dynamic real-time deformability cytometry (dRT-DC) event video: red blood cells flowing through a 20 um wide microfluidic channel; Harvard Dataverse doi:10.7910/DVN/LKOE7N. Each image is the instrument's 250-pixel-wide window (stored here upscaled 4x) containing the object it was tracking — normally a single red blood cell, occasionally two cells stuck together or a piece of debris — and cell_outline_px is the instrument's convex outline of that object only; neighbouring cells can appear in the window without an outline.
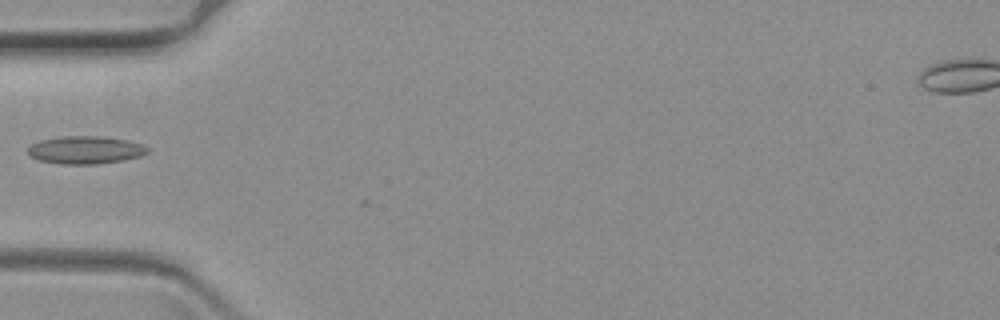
{"species": "common noctule bat (a hibernating species)", "species_latin": "Nyctalus noctula", "temperature_condition": "warm", "stored_images_in_passage": 3, "camera_frame_rate_fps": 3000, "um_per_image_px": 0.085, "animal": {"sex": "female", "body_mass_g": 19.3, "forearm_length_mm": 54.1}, "frame": {"image": 1, "passage_image": 2, "time_ms": 0.333, "image_size_px": [1000, 320], "cell_outline_px": [[148, 152], [140, 156], [124, 160], [96, 164], [60, 164], [40, 160], [28, 156], [28, 148], [32, 144], [40, 140], [60, 136], [104, 136], [128, 140], [140, 144], [148, 148]], "centroid_in_image_um": [7.24, 12.74], "position_along_channel_um": 77.8, "area_um2": 19.42}}